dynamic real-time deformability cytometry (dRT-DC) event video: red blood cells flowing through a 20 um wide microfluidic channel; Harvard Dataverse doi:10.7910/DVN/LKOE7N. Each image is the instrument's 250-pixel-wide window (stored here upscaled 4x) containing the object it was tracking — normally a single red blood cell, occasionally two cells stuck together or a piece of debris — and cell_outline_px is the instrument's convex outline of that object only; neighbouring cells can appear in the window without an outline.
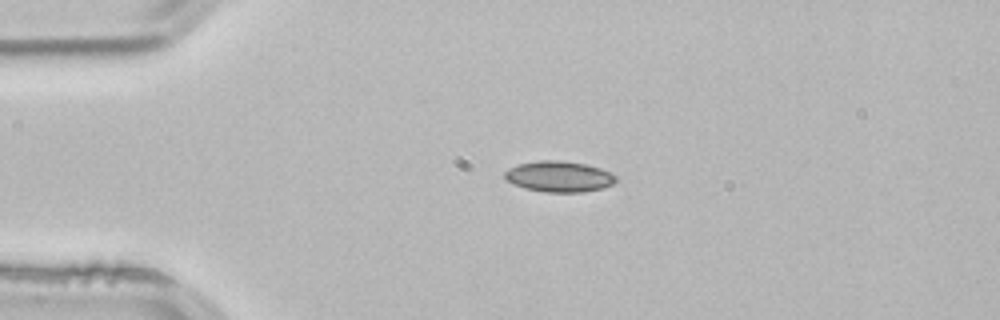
{"species": "common noctule bat (a hibernating species)", "species_latin": "Nyctalus noctula", "temperature_condition": "room temperature", "stored_images_in_passage": 3, "segment_of_instrument_passage": [1, 2], "camera_frame_rate_fps": 3000, "um_per_image_px": 0.085, "animal": {"sex": "male", "body_mass_g": 21.5, "forearm_length_mm": 52.0}, "frame": {"image": 1, "passage_image": 1, "time_ms": 0.0, "image_size_px": [1000, 320], "cell_outline_px": [[616, 180], [612, 184], [604, 188], [584, 192], [544, 192], [524, 188], [512, 184], [504, 176], [504, 172], [508, 168], [520, 164], [540, 160], [560, 160], [584, 164], [600, 168], [616, 176]], "centroid_in_image_um": [47.5, 15.01], "position_along_channel_um": 37.5, "area_um2": 19.94}}